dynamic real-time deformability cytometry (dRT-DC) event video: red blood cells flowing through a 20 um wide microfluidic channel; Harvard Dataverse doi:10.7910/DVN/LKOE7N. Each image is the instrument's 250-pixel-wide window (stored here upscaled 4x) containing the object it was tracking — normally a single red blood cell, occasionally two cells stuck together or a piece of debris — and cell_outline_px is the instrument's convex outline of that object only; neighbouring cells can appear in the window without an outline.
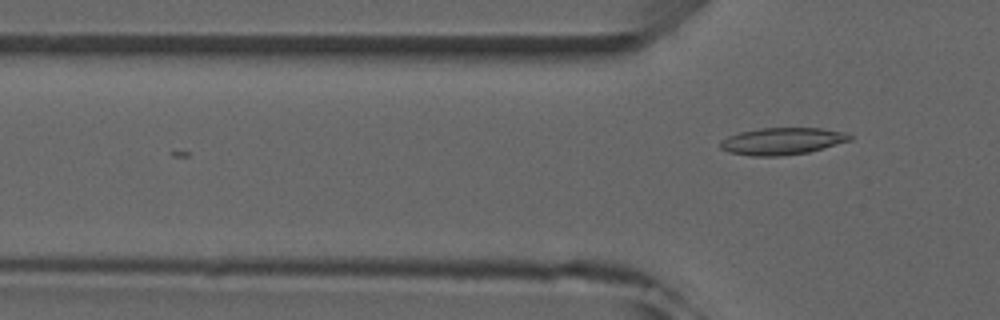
{"species": "common noctule bat (a hibernating species)", "species_latin": "Nyctalus noctula", "temperature_condition": "room temperature", "stored_images_in_passage": 5, "camera_frame_rate_fps": 3000, "um_per_image_px": 0.085, "animal": {"sex": "male", "forearm_length_mm": 52.5}, "frame": {"image": 1, "passage_image": 5, "time_ms": 4.667, "image_size_px": [1000, 320], "cell_outline_px": [[852, 140], [808, 152], [780, 156], [752, 156], [728, 152], [720, 148], [720, 144], [728, 136], [740, 132], [760, 128], [820, 128], [844, 132], [852, 136]], "centroid_in_image_um": [66.49, 12.0], "position_along_channel_um": 59.3, "area_um2": 20.23}}